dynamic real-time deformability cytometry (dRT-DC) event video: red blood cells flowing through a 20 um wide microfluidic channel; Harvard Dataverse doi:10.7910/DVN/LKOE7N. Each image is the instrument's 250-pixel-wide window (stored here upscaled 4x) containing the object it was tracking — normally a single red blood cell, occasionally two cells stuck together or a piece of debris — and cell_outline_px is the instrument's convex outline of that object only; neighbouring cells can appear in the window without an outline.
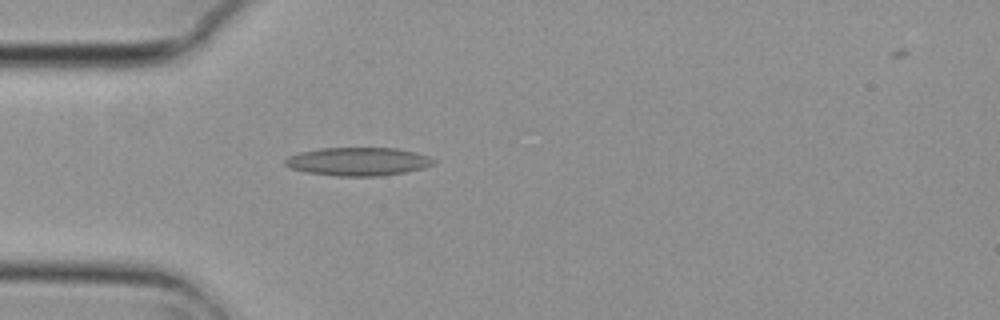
{"species": "common noctule bat (a hibernating species)", "species_latin": "Nyctalus noctula", "temperature_condition": "cold", "stored_images_in_passage": 3, "camera_frame_rate_fps": 3000, "um_per_image_px": 0.085, "animal": {"sex": "female", "body_mass_g": 29.2, "forearm_length_mm": 56.3}, "frame": {"image": 1, "passage_image": 2, "time_ms": 0.333, "image_size_px": [1000, 320], "cell_outline_px": [[436, 160], [432, 164], [424, 168], [404, 172], [380, 176], [336, 176], [308, 172], [292, 168], [284, 164], [284, 160], [288, 156], [300, 152], [320, 148], [396, 148], [416, 152], [428, 156]], "centroid_in_image_um": [30.44, 13.72], "position_along_channel_um": 54.6, "area_um2": 24.39}}